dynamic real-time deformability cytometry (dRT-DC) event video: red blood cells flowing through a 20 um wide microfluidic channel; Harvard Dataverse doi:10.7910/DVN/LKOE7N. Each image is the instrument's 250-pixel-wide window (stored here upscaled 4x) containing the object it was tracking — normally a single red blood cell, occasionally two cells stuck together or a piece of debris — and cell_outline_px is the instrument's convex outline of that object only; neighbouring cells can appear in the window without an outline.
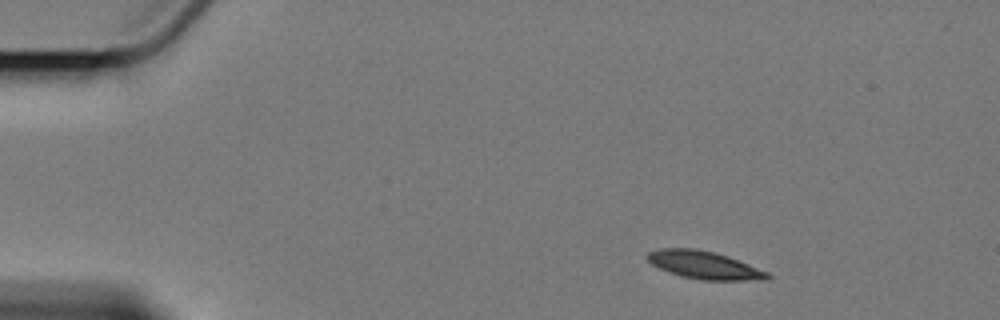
{"species": "Egyptian fruit bat (a non-hibernating species)", "species_latin": "Rousettus aegyptiacus", "temperature_condition": "cold", "stored_images_in_passage": 10, "camera_frame_rate_fps": 3000, "um_per_image_px": 0.085, "animal": {"sex": "female"}, "frame": {"image": 1, "passage_image": 1, "time_ms": 0.0, "image_size_px": [1000, 320], "cell_outline_px": [[772, 276], [768, 280], [700, 280], [680, 276], [668, 272], [652, 264], [644, 256], [648, 252], [660, 248], [696, 248], [716, 252], [728, 256], [768, 272]], "centroid_in_image_um": [59.85, 22.53], "position_along_channel_um": 25.2, "area_um2": 19.65}}
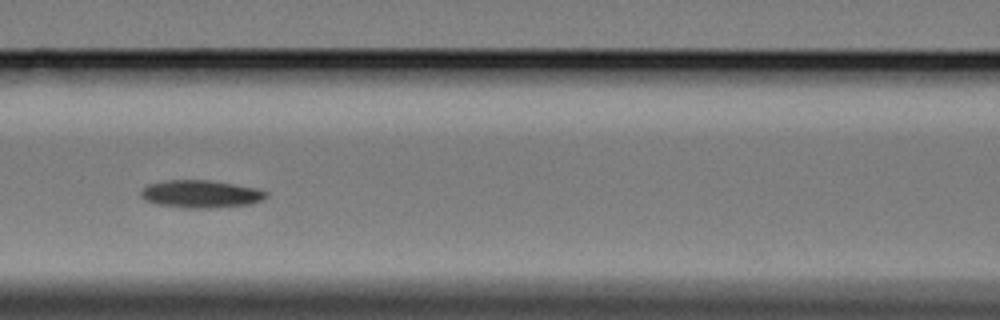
{"frame": {"image": 2, "passage_image": 6, "time_ms": 6.0, "image_size_px": [1000, 320], "cell_outline_px": [[268, 196], [264, 200], [252, 204], [212, 208], [184, 208], [156, 204], [144, 200], [140, 196], [140, 192], [148, 184], [164, 180], [208, 180], [260, 188], [268, 192]], "centroid_in_image_um": [17.1, 16.49], "position_along_channel_um": 149.5, "area_um2": 20.52}}
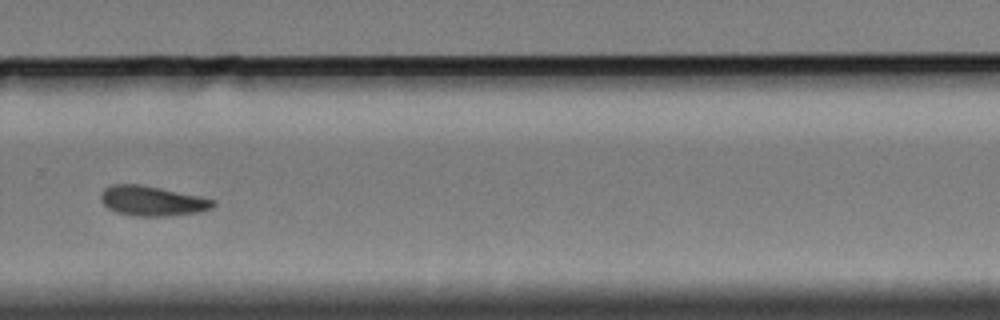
{"frame": {"image": 3, "passage_image": 10, "time_ms": 11.0, "image_size_px": [1000, 320], "cell_outline_px": [[216, 204], [212, 208], [200, 212], [168, 216], [136, 216], [116, 212], [108, 208], [100, 200], [100, 192], [104, 188], [112, 184], [140, 184], [200, 196], [216, 200]], "centroid_in_image_um": [12.93, 17.08], "position_along_channel_um": 316.9, "area_um2": 19.71}}